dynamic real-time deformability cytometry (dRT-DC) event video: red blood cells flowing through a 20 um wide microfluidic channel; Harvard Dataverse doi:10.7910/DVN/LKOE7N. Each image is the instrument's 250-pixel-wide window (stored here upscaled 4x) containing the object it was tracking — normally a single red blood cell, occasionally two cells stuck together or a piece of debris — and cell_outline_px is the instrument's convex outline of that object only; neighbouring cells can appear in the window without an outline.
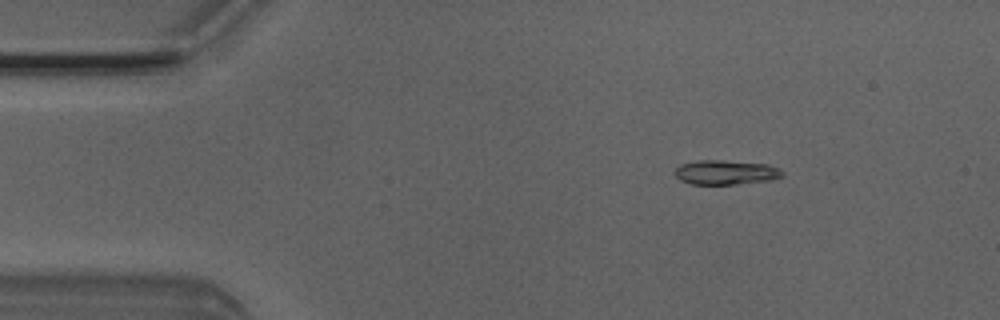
{"species": "Egyptian fruit bat (a non-hibernating species)", "species_latin": "Rousettus aegyptiacus", "temperature_condition": "room temperature", "stored_images_in_passage": 3, "camera_frame_rate_fps": 3000, "um_per_image_px": 0.085, "animal": {"sex": "male"}, "frame": {"image": 1, "passage_image": 1, "time_ms": 0.0, "image_size_px": [1000, 320], "cell_outline_px": [[784, 176], [772, 180], [736, 184], [692, 184], [680, 180], [672, 172], [680, 164], [696, 160], [720, 160], [768, 164], [780, 168], [784, 172]], "centroid_in_image_um": [61.7, 14.64], "position_along_channel_um": 23.3, "area_um2": 15.55}}